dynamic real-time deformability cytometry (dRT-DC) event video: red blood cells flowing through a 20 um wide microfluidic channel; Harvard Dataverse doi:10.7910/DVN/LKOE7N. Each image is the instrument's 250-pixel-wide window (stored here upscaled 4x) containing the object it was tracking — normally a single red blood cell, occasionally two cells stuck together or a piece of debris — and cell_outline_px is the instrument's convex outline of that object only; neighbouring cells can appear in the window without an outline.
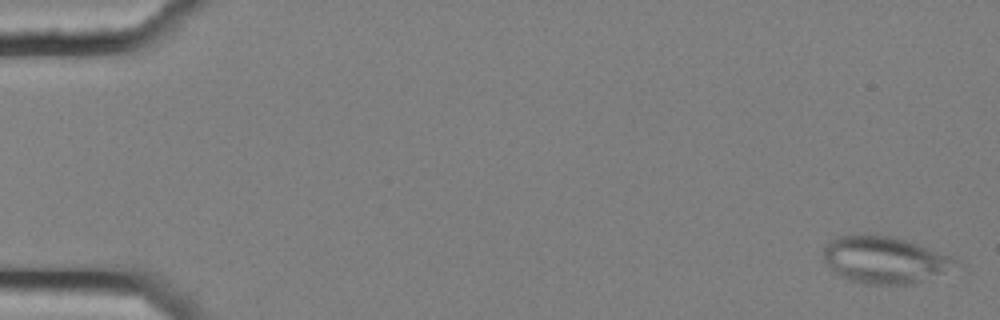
{"species": "common noctule bat (a hibernating species)", "species_latin": "Nyctalus noctula", "temperature_condition": "cold", "stored_images_in_passage": 4, "camera_frame_rate_fps": 3000, "um_per_image_px": 0.085, "animal": {"sex": "female", "body_mass_g": 25.1}, "frame": {"image": 1, "passage_image": 1, "time_ms": 0.0, "image_size_px": [1000, 320], "cell_outline_px": [[960, 264], [912, 284], [864, 284], [840, 276], [824, 260], [824, 248], [828, 240], [836, 236], [888, 236], [904, 240], [952, 256], [960, 260]], "centroid_in_image_um": [75.17, 22.09], "position_along_channel_um": 9.8, "area_um2": 35.14}}